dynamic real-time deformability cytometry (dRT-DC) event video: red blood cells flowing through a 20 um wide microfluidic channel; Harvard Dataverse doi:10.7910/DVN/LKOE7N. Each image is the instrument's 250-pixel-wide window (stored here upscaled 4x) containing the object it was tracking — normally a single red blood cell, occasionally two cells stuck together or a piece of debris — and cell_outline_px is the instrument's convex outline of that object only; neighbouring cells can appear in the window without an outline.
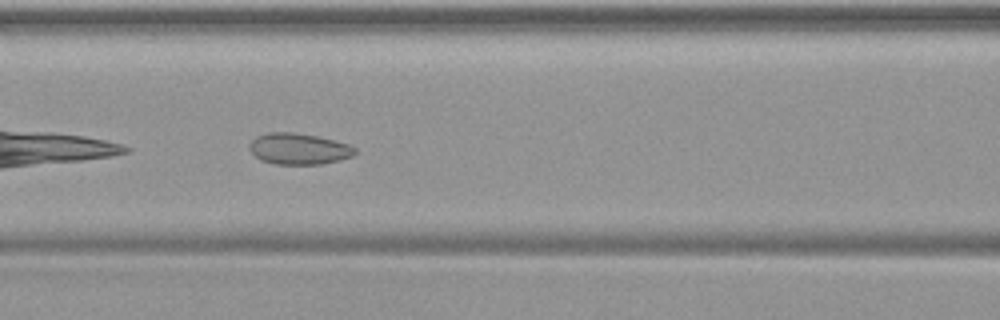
{"species": "common noctule bat (a hibernating species)", "species_latin": "Nyctalus noctula", "temperature_condition": "warm", "stored_images_in_passage": 34, "camera_frame_rate_fps": 3000, "um_per_image_px": 0.085, "animal": {"sex": "female", "body_mass_g": 19.9}, "frame": {"image": 1, "passage_image": 6, "time_ms": 1.667, "image_size_px": [1000, 320], "cell_outline_px": [[356, 152], [352, 156], [340, 160], [320, 164], [276, 164], [260, 160], [248, 148], [248, 144], [256, 136], [268, 132], [292, 132], [316, 136], [348, 144], [356, 148]], "centroid_in_image_um": [25.37, 12.65], "position_along_channel_um": 141.2, "area_um2": 19.13}}
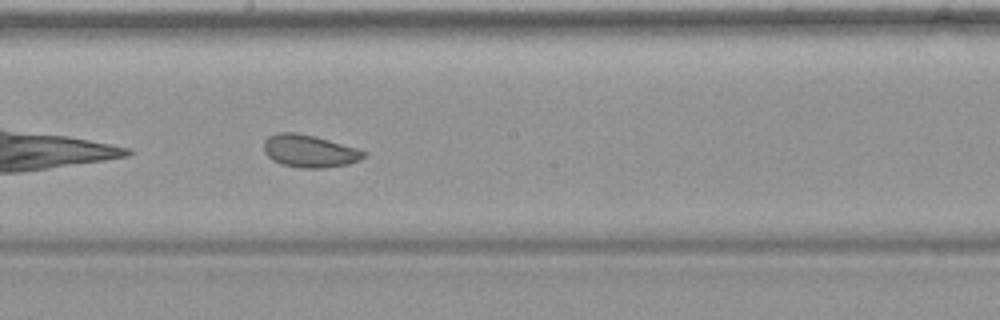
{"frame": {"image": 2, "passage_image": 12, "time_ms": 3.667, "image_size_px": [1000, 320], "cell_outline_px": [[364, 156], [360, 160], [348, 164], [324, 168], [300, 168], [280, 164], [272, 160], [264, 152], [264, 140], [268, 136], [276, 132], [296, 132], [328, 140], [356, 148], [364, 152]], "centroid_in_image_um": [26.24, 12.85], "position_along_channel_um": 222.0, "area_um2": 18.84}}
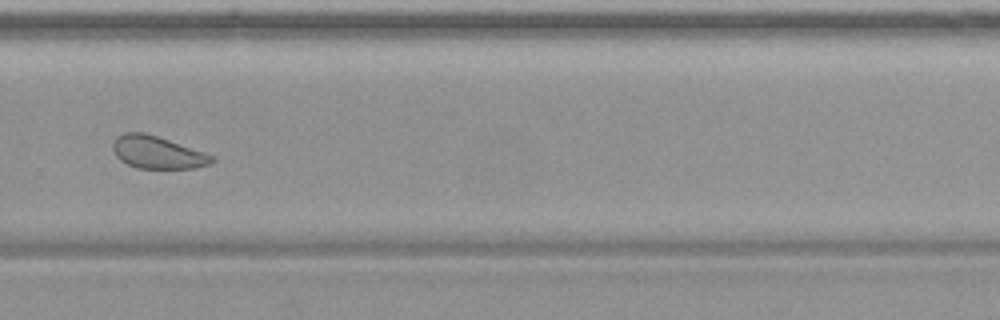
{"frame": {"image": 3, "passage_image": 19, "time_ms": 6.0, "image_size_px": [1000, 320], "cell_outline_px": [[216, 160], [208, 164], [196, 168], [136, 168], [120, 160], [116, 156], [112, 148], [112, 144], [116, 136], [124, 132], [144, 132], [204, 152], [212, 156]], "centroid_in_image_um": [13.33, 12.95], "position_along_channel_um": 316.5, "area_um2": 18.61}}